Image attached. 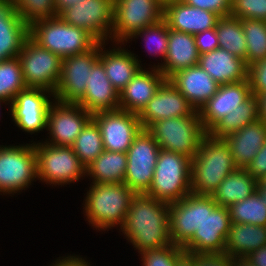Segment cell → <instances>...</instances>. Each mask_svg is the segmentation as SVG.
Listing matches in <instances>:
<instances>
[{
    "mask_svg": "<svg viewBox=\"0 0 266 266\" xmlns=\"http://www.w3.org/2000/svg\"><path fill=\"white\" fill-rule=\"evenodd\" d=\"M119 230L138 253L170 246L169 203L136 194Z\"/></svg>",
    "mask_w": 266,
    "mask_h": 266,
    "instance_id": "6da1fadb",
    "label": "cell"
},
{
    "mask_svg": "<svg viewBox=\"0 0 266 266\" xmlns=\"http://www.w3.org/2000/svg\"><path fill=\"white\" fill-rule=\"evenodd\" d=\"M82 206L86 221L98 231L119 229L136 193L125 183H91Z\"/></svg>",
    "mask_w": 266,
    "mask_h": 266,
    "instance_id": "7a4b0ae2",
    "label": "cell"
},
{
    "mask_svg": "<svg viewBox=\"0 0 266 266\" xmlns=\"http://www.w3.org/2000/svg\"><path fill=\"white\" fill-rule=\"evenodd\" d=\"M236 168L227 142L207 133L191 161V193L211 196Z\"/></svg>",
    "mask_w": 266,
    "mask_h": 266,
    "instance_id": "3957f363",
    "label": "cell"
},
{
    "mask_svg": "<svg viewBox=\"0 0 266 266\" xmlns=\"http://www.w3.org/2000/svg\"><path fill=\"white\" fill-rule=\"evenodd\" d=\"M29 36L61 58L83 54L99 43L85 29L67 24L59 16L34 22L29 27Z\"/></svg>",
    "mask_w": 266,
    "mask_h": 266,
    "instance_id": "277c9868",
    "label": "cell"
},
{
    "mask_svg": "<svg viewBox=\"0 0 266 266\" xmlns=\"http://www.w3.org/2000/svg\"><path fill=\"white\" fill-rule=\"evenodd\" d=\"M191 161L183 154L161 149L151 186L145 195L170 204L190 194Z\"/></svg>",
    "mask_w": 266,
    "mask_h": 266,
    "instance_id": "5b68a950",
    "label": "cell"
},
{
    "mask_svg": "<svg viewBox=\"0 0 266 266\" xmlns=\"http://www.w3.org/2000/svg\"><path fill=\"white\" fill-rule=\"evenodd\" d=\"M147 130L162 150L183 154L191 159L207 135L197 110L189 116L155 121Z\"/></svg>",
    "mask_w": 266,
    "mask_h": 266,
    "instance_id": "8992f818",
    "label": "cell"
},
{
    "mask_svg": "<svg viewBox=\"0 0 266 266\" xmlns=\"http://www.w3.org/2000/svg\"><path fill=\"white\" fill-rule=\"evenodd\" d=\"M37 157V179L46 185H70L86 176V167L71 146H53L34 141ZM84 177V178H83Z\"/></svg>",
    "mask_w": 266,
    "mask_h": 266,
    "instance_id": "52a82bcc",
    "label": "cell"
},
{
    "mask_svg": "<svg viewBox=\"0 0 266 266\" xmlns=\"http://www.w3.org/2000/svg\"><path fill=\"white\" fill-rule=\"evenodd\" d=\"M30 142L0 145V194L12 196L36 181L37 157L34 142Z\"/></svg>",
    "mask_w": 266,
    "mask_h": 266,
    "instance_id": "ba28073f",
    "label": "cell"
},
{
    "mask_svg": "<svg viewBox=\"0 0 266 266\" xmlns=\"http://www.w3.org/2000/svg\"><path fill=\"white\" fill-rule=\"evenodd\" d=\"M163 0H114L111 43L127 45L140 30L163 19Z\"/></svg>",
    "mask_w": 266,
    "mask_h": 266,
    "instance_id": "9c48e42d",
    "label": "cell"
},
{
    "mask_svg": "<svg viewBox=\"0 0 266 266\" xmlns=\"http://www.w3.org/2000/svg\"><path fill=\"white\" fill-rule=\"evenodd\" d=\"M230 225L228 207L217 205L211 196L203 195L202 225L182 248L189 254L225 253Z\"/></svg>",
    "mask_w": 266,
    "mask_h": 266,
    "instance_id": "30bf717a",
    "label": "cell"
},
{
    "mask_svg": "<svg viewBox=\"0 0 266 266\" xmlns=\"http://www.w3.org/2000/svg\"><path fill=\"white\" fill-rule=\"evenodd\" d=\"M27 88L55 92L61 78L62 58L41 47L30 36L17 56Z\"/></svg>",
    "mask_w": 266,
    "mask_h": 266,
    "instance_id": "8fae6325",
    "label": "cell"
},
{
    "mask_svg": "<svg viewBox=\"0 0 266 266\" xmlns=\"http://www.w3.org/2000/svg\"><path fill=\"white\" fill-rule=\"evenodd\" d=\"M161 148L152 134L142 128L127 150L124 182L136 194H145L151 186Z\"/></svg>",
    "mask_w": 266,
    "mask_h": 266,
    "instance_id": "7c38bea8",
    "label": "cell"
},
{
    "mask_svg": "<svg viewBox=\"0 0 266 266\" xmlns=\"http://www.w3.org/2000/svg\"><path fill=\"white\" fill-rule=\"evenodd\" d=\"M113 10L114 0H81L58 16L67 24L85 29L99 42L108 44L113 29Z\"/></svg>",
    "mask_w": 266,
    "mask_h": 266,
    "instance_id": "4fadbf2b",
    "label": "cell"
},
{
    "mask_svg": "<svg viewBox=\"0 0 266 266\" xmlns=\"http://www.w3.org/2000/svg\"><path fill=\"white\" fill-rule=\"evenodd\" d=\"M54 100L51 91L25 88L14 97L8 110L15 125L32 135L46 129L49 106Z\"/></svg>",
    "mask_w": 266,
    "mask_h": 266,
    "instance_id": "5bb4252c",
    "label": "cell"
},
{
    "mask_svg": "<svg viewBox=\"0 0 266 266\" xmlns=\"http://www.w3.org/2000/svg\"><path fill=\"white\" fill-rule=\"evenodd\" d=\"M91 119L92 114L81 105L54 100L49 106L46 123L49 138L43 142L53 146H71Z\"/></svg>",
    "mask_w": 266,
    "mask_h": 266,
    "instance_id": "9a60e30c",
    "label": "cell"
},
{
    "mask_svg": "<svg viewBox=\"0 0 266 266\" xmlns=\"http://www.w3.org/2000/svg\"><path fill=\"white\" fill-rule=\"evenodd\" d=\"M92 120L99 127L104 150L108 151L127 153L142 129L138 115L122 109L96 112Z\"/></svg>",
    "mask_w": 266,
    "mask_h": 266,
    "instance_id": "2e32d148",
    "label": "cell"
},
{
    "mask_svg": "<svg viewBox=\"0 0 266 266\" xmlns=\"http://www.w3.org/2000/svg\"><path fill=\"white\" fill-rule=\"evenodd\" d=\"M100 42L90 51L62 58L61 78L54 99L62 103H76L86 90L89 71L99 60Z\"/></svg>",
    "mask_w": 266,
    "mask_h": 266,
    "instance_id": "e0dca14e",
    "label": "cell"
},
{
    "mask_svg": "<svg viewBox=\"0 0 266 266\" xmlns=\"http://www.w3.org/2000/svg\"><path fill=\"white\" fill-rule=\"evenodd\" d=\"M194 111L185 96L166 79L138 117L142 128L147 129L155 121L189 116Z\"/></svg>",
    "mask_w": 266,
    "mask_h": 266,
    "instance_id": "ac0fdd59",
    "label": "cell"
},
{
    "mask_svg": "<svg viewBox=\"0 0 266 266\" xmlns=\"http://www.w3.org/2000/svg\"><path fill=\"white\" fill-rule=\"evenodd\" d=\"M250 95L248 79L219 85L217 92L198 111L205 131L208 133L224 116L237 109Z\"/></svg>",
    "mask_w": 266,
    "mask_h": 266,
    "instance_id": "d6986e66",
    "label": "cell"
},
{
    "mask_svg": "<svg viewBox=\"0 0 266 266\" xmlns=\"http://www.w3.org/2000/svg\"><path fill=\"white\" fill-rule=\"evenodd\" d=\"M203 221V195L188 194L180 201L169 204L170 239L183 246L201 227Z\"/></svg>",
    "mask_w": 266,
    "mask_h": 266,
    "instance_id": "ffe728a7",
    "label": "cell"
},
{
    "mask_svg": "<svg viewBox=\"0 0 266 266\" xmlns=\"http://www.w3.org/2000/svg\"><path fill=\"white\" fill-rule=\"evenodd\" d=\"M220 17L214 12L189 6L182 0L164 3L163 20L168 28L176 31L196 35L215 28Z\"/></svg>",
    "mask_w": 266,
    "mask_h": 266,
    "instance_id": "44dd1931",
    "label": "cell"
},
{
    "mask_svg": "<svg viewBox=\"0 0 266 266\" xmlns=\"http://www.w3.org/2000/svg\"><path fill=\"white\" fill-rule=\"evenodd\" d=\"M145 68H141L120 91L119 109L139 115L167 79L159 69Z\"/></svg>",
    "mask_w": 266,
    "mask_h": 266,
    "instance_id": "7402d4cb",
    "label": "cell"
},
{
    "mask_svg": "<svg viewBox=\"0 0 266 266\" xmlns=\"http://www.w3.org/2000/svg\"><path fill=\"white\" fill-rule=\"evenodd\" d=\"M112 44L113 49L109 47L108 50L106 49V42H100L99 60L103 63L105 73L113 87L120 93L137 72L144 67L140 59L137 58L138 55L136 56L135 53L122 47L125 44Z\"/></svg>",
    "mask_w": 266,
    "mask_h": 266,
    "instance_id": "603a6c76",
    "label": "cell"
},
{
    "mask_svg": "<svg viewBox=\"0 0 266 266\" xmlns=\"http://www.w3.org/2000/svg\"><path fill=\"white\" fill-rule=\"evenodd\" d=\"M76 103L91 114L119 109V92L108 79L100 60L89 71V82L84 95Z\"/></svg>",
    "mask_w": 266,
    "mask_h": 266,
    "instance_id": "cb8c5ba5",
    "label": "cell"
},
{
    "mask_svg": "<svg viewBox=\"0 0 266 266\" xmlns=\"http://www.w3.org/2000/svg\"><path fill=\"white\" fill-rule=\"evenodd\" d=\"M29 37V26L13 0H0V62L16 58Z\"/></svg>",
    "mask_w": 266,
    "mask_h": 266,
    "instance_id": "d4e9b609",
    "label": "cell"
},
{
    "mask_svg": "<svg viewBox=\"0 0 266 266\" xmlns=\"http://www.w3.org/2000/svg\"><path fill=\"white\" fill-rule=\"evenodd\" d=\"M168 79L197 111L219 88V84L199 65L177 71Z\"/></svg>",
    "mask_w": 266,
    "mask_h": 266,
    "instance_id": "484cf974",
    "label": "cell"
},
{
    "mask_svg": "<svg viewBox=\"0 0 266 266\" xmlns=\"http://www.w3.org/2000/svg\"><path fill=\"white\" fill-rule=\"evenodd\" d=\"M198 65L219 85L247 80L245 61L222 48L200 55Z\"/></svg>",
    "mask_w": 266,
    "mask_h": 266,
    "instance_id": "4316f807",
    "label": "cell"
},
{
    "mask_svg": "<svg viewBox=\"0 0 266 266\" xmlns=\"http://www.w3.org/2000/svg\"><path fill=\"white\" fill-rule=\"evenodd\" d=\"M223 139L230 147L236 167L246 168L266 141V125L257 119Z\"/></svg>",
    "mask_w": 266,
    "mask_h": 266,
    "instance_id": "83f0119b",
    "label": "cell"
},
{
    "mask_svg": "<svg viewBox=\"0 0 266 266\" xmlns=\"http://www.w3.org/2000/svg\"><path fill=\"white\" fill-rule=\"evenodd\" d=\"M199 56L194 35L168 28L167 54L159 70L168 79L177 71L198 65Z\"/></svg>",
    "mask_w": 266,
    "mask_h": 266,
    "instance_id": "f1b7e54d",
    "label": "cell"
},
{
    "mask_svg": "<svg viewBox=\"0 0 266 266\" xmlns=\"http://www.w3.org/2000/svg\"><path fill=\"white\" fill-rule=\"evenodd\" d=\"M266 244V226L231 223L225 241V254L230 258H245Z\"/></svg>",
    "mask_w": 266,
    "mask_h": 266,
    "instance_id": "f546056e",
    "label": "cell"
},
{
    "mask_svg": "<svg viewBox=\"0 0 266 266\" xmlns=\"http://www.w3.org/2000/svg\"><path fill=\"white\" fill-rule=\"evenodd\" d=\"M258 181L245 168H236L219 184L211 198L217 205L229 207L257 191Z\"/></svg>",
    "mask_w": 266,
    "mask_h": 266,
    "instance_id": "4dcf8cb0",
    "label": "cell"
},
{
    "mask_svg": "<svg viewBox=\"0 0 266 266\" xmlns=\"http://www.w3.org/2000/svg\"><path fill=\"white\" fill-rule=\"evenodd\" d=\"M127 167V153L104 150L86 167L91 183H123Z\"/></svg>",
    "mask_w": 266,
    "mask_h": 266,
    "instance_id": "1f68e13d",
    "label": "cell"
},
{
    "mask_svg": "<svg viewBox=\"0 0 266 266\" xmlns=\"http://www.w3.org/2000/svg\"><path fill=\"white\" fill-rule=\"evenodd\" d=\"M257 119H259L258 100L251 94L237 109L224 116L208 134L214 138H224Z\"/></svg>",
    "mask_w": 266,
    "mask_h": 266,
    "instance_id": "d6a6232c",
    "label": "cell"
},
{
    "mask_svg": "<svg viewBox=\"0 0 266 266\" xmlns=\"http://www.w3.org/2000/svg\"><path fill=\"white\" fill-rule=\"evenodd\" d=\"M215 29L219 48L245 60L246 40L240 19L231 15L220 17Z\"/></svg>",
    "mask_w": 266,
    "mask_h": 266,
    "instance_id": "836d02e7",
    "label": "cell"
},
{
    "mask_svg": "<svg viewBox=\"0 0 266 266\" xmlns=\"http://www.w3.org/2000/svg\"><path fill=\"white\" fill-rule=\"evenodd\" d=\"M231 223L266 226V204L258 191L228 207Z\"/></svg>",
    "mask_w": 266,
    "mask_h": 266,
    "instance_id": "e575fe53",
    "label": "cell"
},
{
    "mask_svg": "<svg viewBox=\"0 0 266 266\" xmlns=\"http://www.w3.org/2000/svg\"><path fill=\"white\" fill-rule=\"evenodd\" d=\"M71 148L85 167L91 164L104 151L102 135L99 127L92 119L76 137Z\"/></svg>",
    "mask_w": 266,
    "mask_h": 266,
    "instance_id": "d590c367",
    "label": "cell"
},
{
    "mask_svg": "<svg viewBox=\"0 0 266 266\" xmlns=\"http://www.w3.org/2000/svg\"><path fill=\"white\" fill-rule=\"evenodd\" d=\"M246 40V65L266 58V22L240 19Z\"/></svg>",
    "mask_w": 266,
    "mask_h": 266,
    "instance_id": "8d00e7d4",
    "label": "cell"
},
{
    "mask_svg": "<svg viewBox=\"0 0 266 266\" xmlns=\"http://www.w3.org/2000/svg\"><path fill=\"white\" fill-rule=\"evenodd\" d=\"M25 88L27 87L18 57L0 62V99L10 104Z\"/></svg>",
    "mask_w": 266,
    "mask_h": 266,
    "instance_id": "74e56055",
    "label": "cell"
},
{
    "mask_svg": "<svg viewBox=\"0 0 266 266\" xmlns=\"http://www.w3.org/2000/svg\"><path fill=\"white\" fill-rule=\"evenodd\" d=\"M139 36L143 39V42H145V47L147 48L148 52L152 56H156L161 60V63L158 62L157 66L152 65L153 68L159 69L165 59V56L167 54V44H168V25L167 23L162 19L160 22H158L155 25L145 27L143 30H140L139 32H136L128 41H132L133 38L137 39ZM158 55V56H157ZM163 60V62H162Z\"/></svg>",
    "mask_w": 266,
    "mask_h": 266,
    "instance_id": "f35d334b",
    "label": "cell"
},
{
    "mask_svg": "<svg viewBox=\"0 0 266 266\" xmlns=\"http://www.w3.org/2000/svg\"><path fill=\"white\" fill-rule=\"evenodd\" d=\"M16 10L30 27L34 22L56 16L54 0H13Z\"/></svg>",
    "mask_w": 266,
    "mask_h": 266,
    "instance_id": "ab89813d",
    "label": "cell"
},
{
    "mask_svg": "<svg viewBox=\"0 0 266 266\" xmlns=\"http://www.w3.org/2000/svg\"><path fill=\"white\" fill-rule=\"evenodd\" d=\"M185 250L176 244L139 253L142 266H177L179 257Z\"/></svg>",
    "mask_w": 266,
    "mask_h": 266,
    "instance_id": "60d3db41",
    "label": "cell"
},
{
    "mask_svg": "<svg viewBox=\"0 0 266 266\" xmlns=\"http://www.w3.org/2000/svg\"><path fill=\"white\" fill-rule=\"evenodd\" d=\"M230 15L266 22V0H231Z\"/></svg>",
    "mask_w": 266,
    "mask_h": 266,
    "instance_id": "b9f144b4",
    "label": "cell"
},
{
    "mask_svg": "<svg viewBox=\"0 0 266 266\" xmlns=\"http://www.w3.org/2000/svg\"><path fill=\"white\" fill-rule=\"evenodd\" d=\"M247 79L252 95L257 97L266 92V58L253 62L248 66Z\"/></svg>",
    "mask_w": 266,
    "mask_h": 266,
    "instance_id": "7bdbcfd3",
    "label": "cell"
},
{
    "mask_svg": "<svg viewBox=\"0 0 266 266\" xmlns=\"http://www.w3.org/2000/svg\"><path fill=\"white\" fill-rule=\"evenodd\" d=\"M187 5L208 10L219 16H228L231 11V0H182Z\"/></svg>",
    "mask_w": 266,
    "mask_h": 266,
    "instance_id": "ee69618b",
    "label": "cell"
},
{
    "mask_svg": "<svg viewBox=\"0 0 266 266\" xmlns=\"http://www.w3.org/2000/svg\"><path fill=\"white\" fill-rule=\"evenodd\" d=\"M194 38L199 55L219 48V40L215 28L200 32L194 35Z\"/></svg>",
    "mask_w": 266,
    "mask_h": 266,
    "instance_id": "f6af8a7d",
    "label": "cell"
},
{
    "mask_svg": "<svg viewBox=\"0 0 266 266\" xmlns=\"http://www.w3.org/2000/svg\"><path fill=\"white\" fill-rule=\"evenodd\" d=\"M245 169L257 181L266 175V141Z\"/></svg>",
    "mask_w": 266,
    "mask_h": 266,
    "instance_id": "bcb514c9",
    "label": "cell"
},
{
    "mask_svg": "<svg viewBox=\"0 0 266 266\" xmlns=\"http://www.w3.org/2000/svg\"><path fill=\"white\" fill-rule=\"evenodd\" d=\"M197 266H232V258L225 253L197 254Z\"/></svg>",
    "mask_w": 266,
    "mask_h": 266,
    "instance_id": "7dc6e473",
    "label": "cell"
},
{
    "mask_svg": "<svg viewBox=\"0 0 266 266\" xmlns=\"http://www.w3.org/2000/svg\"><path fill=\"white\" fill-rule=\"evenodd\" d=\"M55 262V263H54ZM50 266H91L90 262L81 256L65 255L64 257H59Z\"/></svg>",
    "mask_w": 266,
    "mask_h": 266,
    "instance_id": "c3c4849f",
    "label": "cell"
},
{
    "mask_svg": "<svg viewBox=\"0 0 266 266\" xmlns=\"http://www.w3.org/2000/svg\"><path fill=\"white\" fill-rule=\"evenodd\" d=\"M245 258L254 266H266V244L250 252Z\"/></svg>",
    "mask_w": 266,
    "mask_h": 266,
    "instance_id": "681fc988",
    "label": "cell"
},
{
    "mask_svg": "<svg viewBox=\"0 0 266 266\" xmlns=\"http://www.w3.org/2000/svg\"><path fill=\"white\" fill-rule=\"evenodd\" d=\"M177 266H197V254L184 252L177 261Z\"/></svg>",
    "mask_w": 266,
    "mask_h": 266,
    "instance_id": "f907efd6",
    "label": "cell"
},
{
    "mask_svg": "<svg viewBox=\"0 0 266 266\" xmlns=\"http://www.w3.org/2000/svg\"><path fill=\"white\" fill-rule=\"evenodd\" d=\"M81 0H54V7L56 16H58L65 9L71 8L74 4L79 3Z\"/></svg>",
    "mask_w": 266,
    "mask_h": 266,
    "instance_id": "816d5d0a",
    "label": "cell"
},
{
    "mask_svg": "<svg viewBox=\"0 0 266 266\" xmlns=\"http://www.w3.org/2000/svg\"><path fill=\"white\" fill-rule=\"evenodd\" d=\"M258 115L259 119L266 125V92L258 95Z\"/></svg>",
    "mask_w": 266,
    "mask_h": 266,
    "instance_id": "f5cc1de1",
    "label": "cell"
},
{
    "mask_svg": "<svg viewBox=\"0 0 266 266\" xmlns=\"http://www.w3.org/2000/svg\"><path fill=\"white\" fill-rule=\"evenodd\" d=\"M232 266H254L246 258H232Z\"/></svg>",
    "mask_w": 266,
    "mask_h": 266,
    "instance_id": "db71d44e",
    "label": "cell"
},
{
    "mask_svg": "<svg viewBox=\"0 0 266 266\" xmlns=\"http://www.w3.org/2000/svg\"><path fill=\"white\" fill-rule=\"evenodd\" d=\"M257 188H266V175L258 180Z\"/></svg>",
    "mask_w": 266,
    "mask_h": 266,
    "instance_id": "11a10c76",
    "label": "cell"
},
{
    "mask_svg": "<svg viewBox=\"0 0 266 266\" xmlns=\"http://www.w3.org/2000/svg\"><path fill=\"white\" fill-rule=\"evenodd\" d=\"M257 191L263 198V202L266 204V188H257Z\"/></svg>",
    "mask_w": 266,
    "mask_h": 266,
    "instance_id": "9f6ffc18",
    "label": "cell"
},
{
    "mask_svg": "<svg viewBox=\"0 0 266 266\" xmlns=\"http://www.w3.org/2000/svg\"><path fill=\"white\" fill-rule=\"evenodd\" d=\"M2 103L5 104V105H10L8 102L0 99V108L2 107L1 105H3Z\"/></svg>",
    "mask_w": 266,
    "mask_h": 266,
    "instance_id": "6f0895ef",
    "label": "cell"
},
{
    "mask_svg": "<svg viewBox=\"0 0 266 266\" xmlns=\"http://www.w3.org/2000/svg\"><path fill=\"white\" fill-rule=\"evenodd\" d=\"M170 1H174V0H163L164 3L170 2Z\"/></svg>",
    "mask_w": 266,
    "mask_h": 266,
    "instance_id": "680465c9",
    "label": "cell"
}]
</instances>
